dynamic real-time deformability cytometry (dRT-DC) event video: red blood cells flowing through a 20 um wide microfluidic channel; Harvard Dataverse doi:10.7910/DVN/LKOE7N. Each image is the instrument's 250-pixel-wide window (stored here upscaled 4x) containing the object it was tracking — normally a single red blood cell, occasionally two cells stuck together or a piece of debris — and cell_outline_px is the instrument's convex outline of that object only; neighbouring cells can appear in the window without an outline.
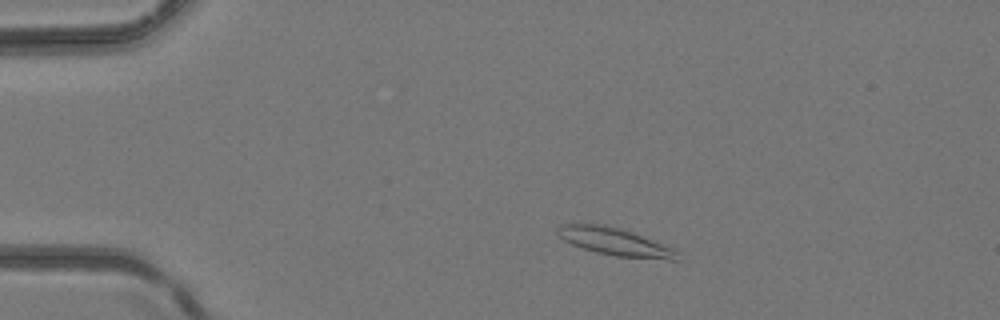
{"species": "common noctule bat (a hibernating species)", "species_latin": "Nyctalus noctula", "temperature_condition": "room temperature", "stored_images_in_passage": 2, "camera_frame_rate_fps": 3000, "um_per_image_px": 0.085, "animal": {"sex": "female", "body_mass_g": 24.6, "forearm_length_mm": 56.2}, "frame": {"image": 1, "passage_image": 1, "time_ms": 0.0, "image_size_px": [1000, 320], "cell_outline_px": [[680, 260], [668, 260], [616, 256], [596, 252], [572, 244], [564, 240], [556, 232], [556, 228], [560, 224], [604, 224], [620, 228], [632, 232], [676, 248]], "centroid_in_image_um": [52.32, 20.55], "position_along_channel_um": 32.7, "area_um2": 19.36}}